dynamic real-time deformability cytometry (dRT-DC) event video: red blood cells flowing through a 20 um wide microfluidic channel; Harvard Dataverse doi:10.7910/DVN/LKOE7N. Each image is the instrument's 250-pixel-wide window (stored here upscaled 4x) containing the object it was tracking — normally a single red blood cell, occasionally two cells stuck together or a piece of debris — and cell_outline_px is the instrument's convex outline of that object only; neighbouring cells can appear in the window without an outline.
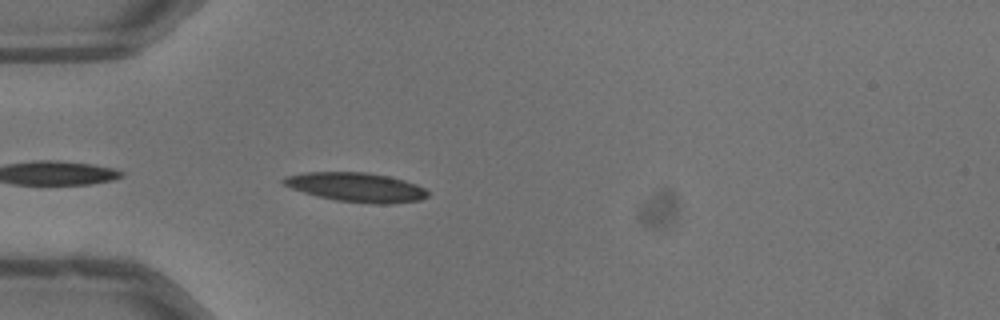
{"species": "common noctule bat (a hibernating species)", "species_latin": "Nyctalus noctula", "temperature_condition": "warm", "stored_images_in_passage": 25, "camera_frame_rate_fps": 3000, "um_per_image_px": 0.085, "animal": {"sex": "male", "body_mass_g": 13.3}, "frame": {"image": 1, "passage_image": 2, "time_ms": 0.333, "image_size_px": [1000, 320], "cell_outline_px": [[428, 196], [420, 200], [392, 204], [376, 204], [336, 200], [316, 196], [292, 188], [284, 184], [280, 180], [284, 176], [304, 172], [368, 172], [388, 176], [404, 180], [416, 184], [424, 188], [428, 192]], "centroid_in_image_um": [30.28, 15.91], "position_along_channel_um": 54.7, "area_um2": 24.62}}
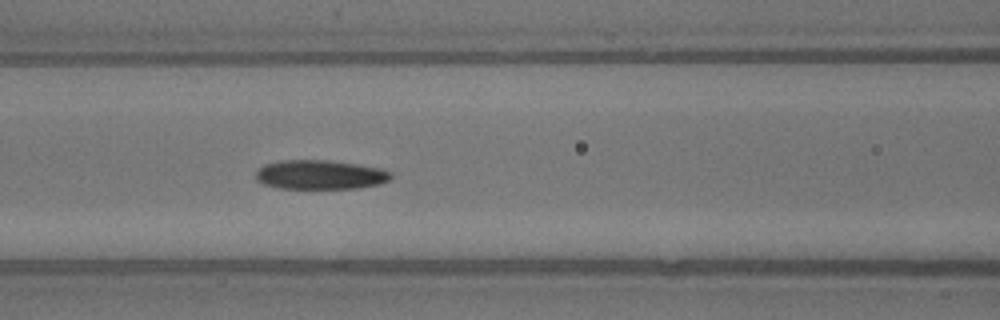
{"frame": {"image": 2, "passage_image": 9, "time_ms": 2.667, "image_size_px": [1000, 320], "cell_outline_px": [[392, 176], [388, 180], [380, 184], [360, 188], [280, 188], [264, 184], [256, 180], [256, 172], [264, 164], [280, 160], [328, 160], [384, 168], [392, 172]], "centroid_in_image_um": [27.24, 14.84], "position_along_channel_um": 139.4, "area_um2": 23.12}}
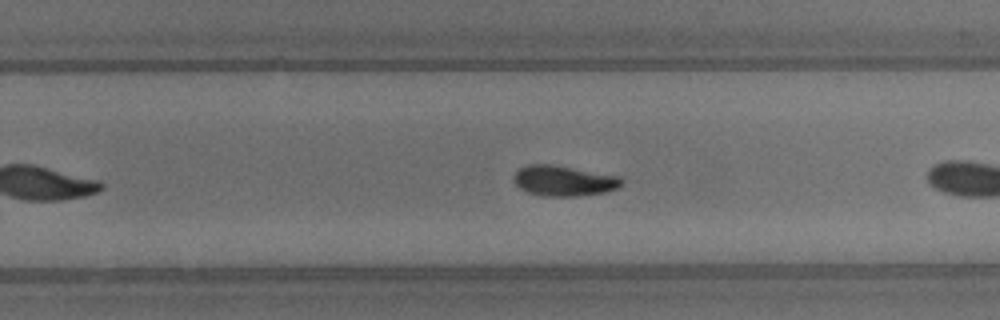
{"frame": {"image": 3, "passage_image": 17, "time_ms": 5.333, "image_size_px": [1000, 320], "cell_outline_px": [[624, 184], [620, 188], [608, 192], [580, 196], [544, 196], [528, 192], [520, 188], [512, 180], [512, 176], [520, 168], [528, 164], [552, 164], [620, 176], [624, 180]], "centroid_in_image_um": [47.97, 15.37], "position_along_channel_um": 281.8, "area_um2": 19.48}}